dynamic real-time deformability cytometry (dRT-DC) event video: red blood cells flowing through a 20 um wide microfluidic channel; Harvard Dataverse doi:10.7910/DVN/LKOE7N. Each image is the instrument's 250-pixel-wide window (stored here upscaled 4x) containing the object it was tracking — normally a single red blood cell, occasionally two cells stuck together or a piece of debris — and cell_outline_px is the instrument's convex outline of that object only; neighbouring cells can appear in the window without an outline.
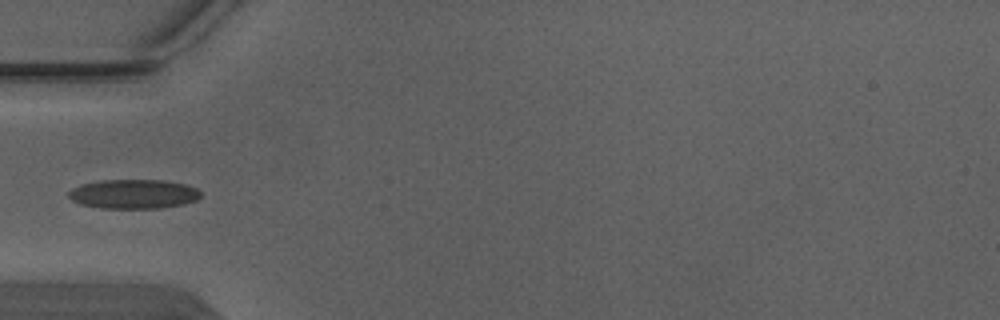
{"species": "Egyptian fruit bat (a non-hibernating species)", "species_latin": "Rousettus aegyptiacus", "temperature_condition": "warm", "stored_images_in_passage": 4, "camera_frame_rate_fps": 3000, "um_per_image_px": 0.085, "animal": {"sex": "male"}, "frame": {"image": 1, "passage_image": 4, "time_ms": 1.0, "image_size_px": [1000, 320], "cell_outline_px": [[200, 196], [196, 200], [184, 204], [160, 208], [100, 208], [80, 204], [72, 200], [68, 196], [68, 192], [72, 188], [84, 184], [100, 180], [164, 180], [184, 184], [196, 188], [200, 192]], "centroid_in_image_um": [11.34, 16.49], "position_along_channel_um": 73.7, "area_um2": 22.48}}